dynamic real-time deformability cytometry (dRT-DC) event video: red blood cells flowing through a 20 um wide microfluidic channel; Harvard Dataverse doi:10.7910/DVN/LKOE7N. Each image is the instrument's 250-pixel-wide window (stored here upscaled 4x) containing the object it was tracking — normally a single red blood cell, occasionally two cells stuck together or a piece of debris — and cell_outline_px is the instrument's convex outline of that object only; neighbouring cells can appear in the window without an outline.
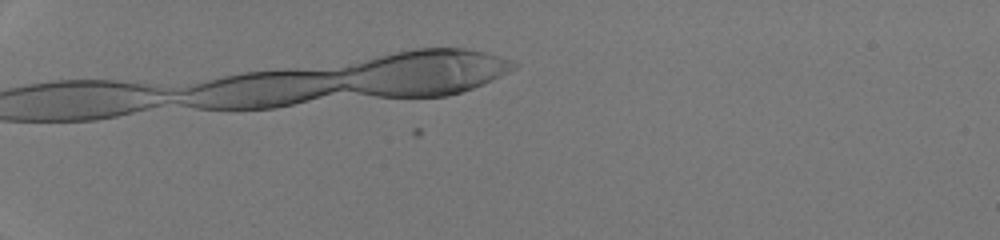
{"species": "human", "species_latin": "Homo sapiens", "temperature_condition": "room temperature", "stored_images_in_passage": 5, "camera_frame_rate_fps": 3000, "um_per_image_px": 0.085, "donor": {"sex": "male"}, "frame": {"image": 1, "passage_image": 1, "time_ms": 0.0, "image_size_px": [1000, 240], "cell_outline_px": [[456, 52], [356, 88], [288, 104], [264, 108], [208, 108], [196, 88], [204, 84], [216, 80], [232, 76], [256, 72], [432, 48], [448, 48]], "centroid_in_image_um": [26.33, 6.8], "position_along_channel_um": 58.7, "area_um2": 49.65}}